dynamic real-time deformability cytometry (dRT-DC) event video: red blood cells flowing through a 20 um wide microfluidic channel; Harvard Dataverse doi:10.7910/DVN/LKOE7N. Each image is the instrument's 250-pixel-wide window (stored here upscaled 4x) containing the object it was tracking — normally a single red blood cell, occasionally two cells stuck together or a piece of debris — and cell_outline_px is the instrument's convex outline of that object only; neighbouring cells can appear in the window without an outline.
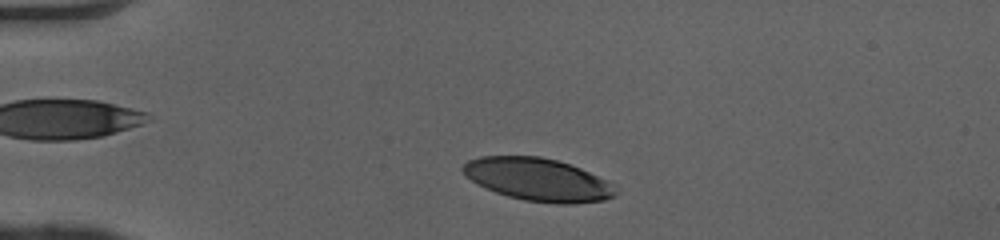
{"species": "human", "species_latin": "Homo sapiens", "temperature_condition": "cold", "stored_images_in_passage": 37, "camera_frame_rate_fps": 3000, "um_per_image_px": 0.085, "donor": {"sex": "female"}, "frame": {"image": 1, "passage_image": 5, "time_ms": 1.333, "image_size_px": [1000, 240], "cell_outline_px": [[616, 196], [604, 200], [572, 204], [556, 204], [524, 200], [508, 196], [484, 188], [476, 184], [460, 168], [468, 160], [480, 156], [540, 156], [556, 160], [580, 168], [608, 180], [612, 184], [616, 192]], "centroid_in_image_um": [45.73, 15.27], "position_along_channel_um": 39.3, "area_um2": 38.03}}
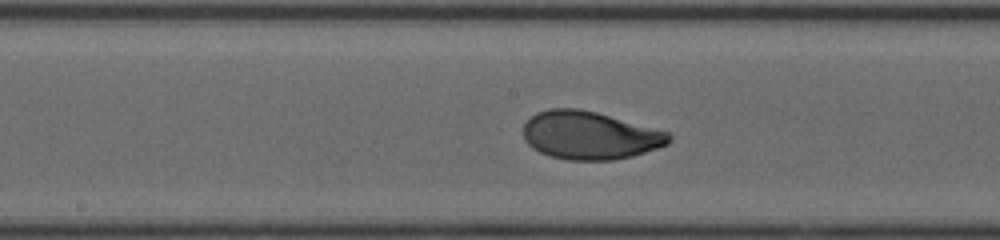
{"frame": {"image": 2, "passage_image": 20, "time_ms": 6.333, "image_size_px": [1000, 240], "cell_outline_px": [[672, 140], [668, 144], [632, 156], [612, 160], [568, 160], [552, 156], [540, 152], [532, 148], [524, 140], [524, 124], [536, 112], [548, 108], [576, 108], [596, 112], [668, 132], [672, 136]], "centroid_in_image_um": [50.11, 11.5], "position_along_channel_um": 198.1, "area_um2": 40.58}}
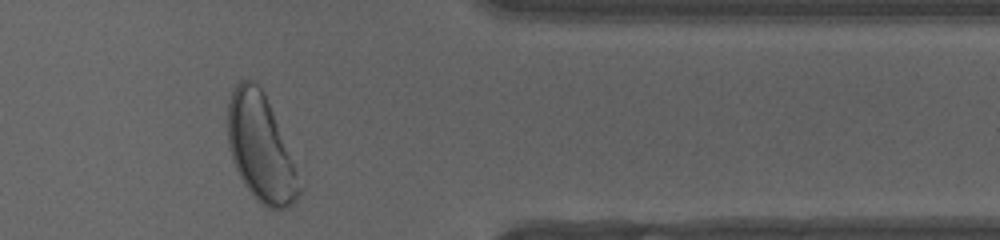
{"frame": {"image": 3, "passage_image": 35, "time_ms": 11.333, "image_size_px": [1000, 240], "cell_outline_px": [[304, 188], [296, 200], [292, 204], [284, 208], [268, 208], [244, 184], [232, 160], [228, 144], [228, 100], [236, 84], [240, 80], [256, 80], [268, 104], [304, 184]], "centroid_in_image_um": [22.17, 12.6], "position_along_channel_um": 389.2, "area_um2": 43.93}, "authors_computed_cell_mechanics": {"area_um2": 40.4022, "velocity_mm_per_s": 4.0549, "shape_relaxation_time_tau1_ms": 2.3067, "shape_relaxation_time_tau2_ms": null, "deformation_change_tau1": 0.1555, "deformation_change_tau2": null}}